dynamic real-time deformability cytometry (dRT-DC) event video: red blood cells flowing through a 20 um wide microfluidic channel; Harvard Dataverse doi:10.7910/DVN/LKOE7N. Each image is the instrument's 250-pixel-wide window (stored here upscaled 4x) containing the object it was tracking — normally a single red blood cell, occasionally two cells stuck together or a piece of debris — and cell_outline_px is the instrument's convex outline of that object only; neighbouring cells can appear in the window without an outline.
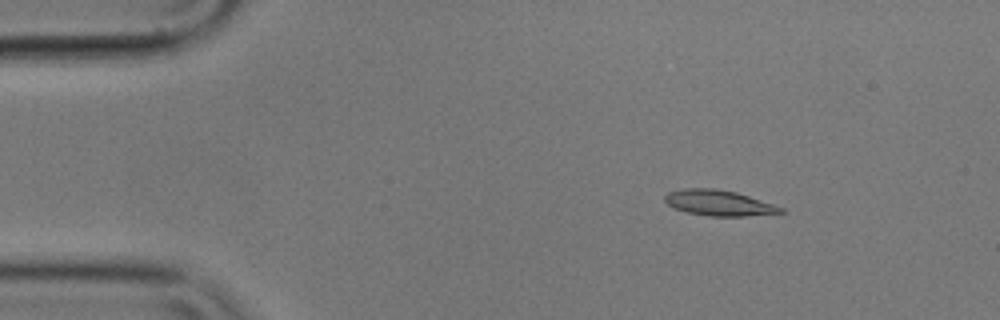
{"species": "common noctule bat (a hibernating species)", "species_latin": "Nyctalus noctula", "temperature_condition": "cold", "stored_images_in_passage": 5, "camera_frame_rate_fps": 3000, "um_per_image_px": 0.085, "animal": {"sex": "male", "body_mass_g": 17.9}, "frame": {"image": 1, "passage_image": 2, "time_ms": 0.333, "image_size_px": [1000, 320], "cell_outline_px": [[784, 212], [744, 216], [708, 216], [688, 212], [672, 208], [664, 200], [664, 196], [668, 192], [684, 188], [716, 188], [736, 192], [784, 208]], "centroid_in_image_um": [61.05, 17.24], "position_along_channel_um": 24.0, "area_um2": 17.17}}
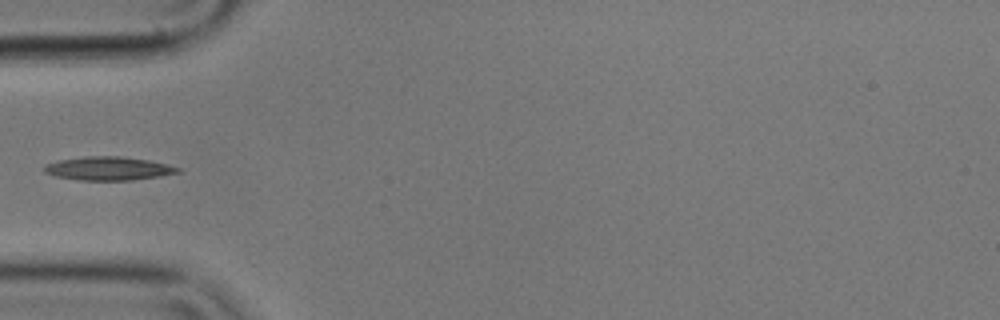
{"frame": {"image": 2, "passage_image": 5, "time_ms": 1.333, "image_size_px": [1000, 320], "cell_outline_px": [[184, 172], [160, 176], [132, 180], [80, 180], [56, 176], [44, 172], [44, 164], [60, 160], [88, 156], [120, 156], [148, 160], [180, 168]], "centroid_in_image_um": [9.23, 14.32], "position_along_channel_um": 75.8, "area_um2": 18.21}}